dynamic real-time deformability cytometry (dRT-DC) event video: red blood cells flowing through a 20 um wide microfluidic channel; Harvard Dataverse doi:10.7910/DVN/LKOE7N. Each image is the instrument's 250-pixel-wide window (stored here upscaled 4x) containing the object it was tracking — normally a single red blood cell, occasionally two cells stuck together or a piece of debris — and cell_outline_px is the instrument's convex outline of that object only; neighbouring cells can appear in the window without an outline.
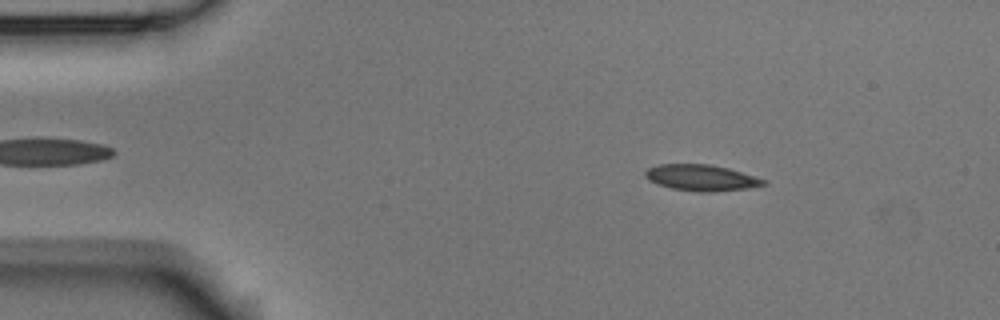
{"species": "Egyptian fruit bat (a non-hibernating species)", "species_latin": "Rousettus aegyptiacus", "temperature_condition": "room temperature", "stored_images_in_passage": 52, "camera_frame_rate_fps": 3000, "um_per_image_px": 0.085, "animal": {"sex": "male"}, "frame": {"image": 1, "passage_image": 7, "time_ms": 2.0, "image_size_px": [1000, 320], "cell_outline_px": [[768, 184], [744, 188], [708, 192], [700, 192], [672, 188], [656, 184], [648, 180], [644, 176], [644, 172], [648, 168], [660, 164], [712, 164], [728, 168], [768, 180]], "centroid_in_image_um": [59.59, 15.1], "position_along_channel_um": 25.4, "area_um2": 17.98}}
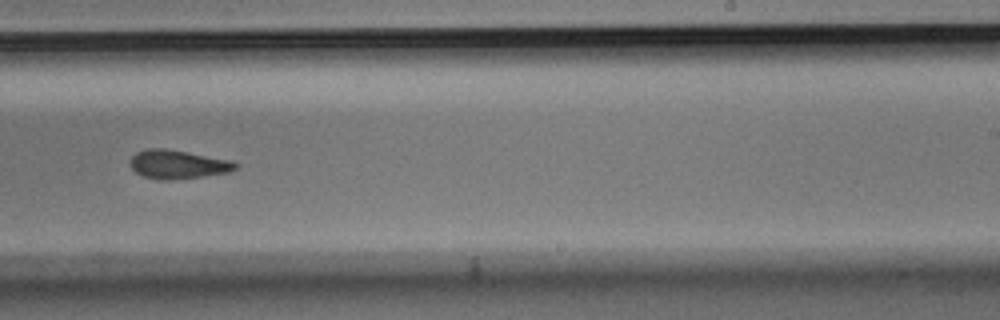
{"frame": {"image": 2, "passage_image": 32, "time_ms": 10.333, "image_size_px": [1000, 320], "cell_outline_px": [[240, 164], [236, 168], [228, 172], [200, 176], [168, 180], [160, 180], [144, 176], [136, 172], [132, 168], [132, 156], [136, 152], [148, 148], [164, 148], [232, 160]], "centroid_in_image_um": [15.13, 13.96], "position_along_channel_um": 273.9, "area_um2": 17.34}}
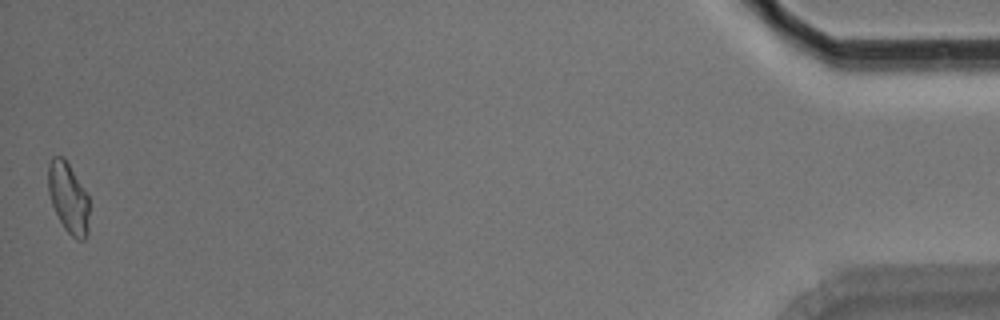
{"frame": {"image": 3, "passage_image": 52, "time_ms": 17.0, "image_size_px": [1000, 320], "cell_outline_px": [[88, 232], [84, 240], [76, 240], [64, 228], [52, 204], [48, 192], [48, 164], [52, 156], [64, 156], [88, 196]], "centroid_in_image_um": [5.8, 16.8], "position_along_channel_um": 429.4, "area_um2": 16.76}, "authors_computed_cell_mechanics": {"area_um2": 17.7735, "velocity_mm_per_s": 3.7449, "shape_relaxation_time_tau1_ms": null, "shape_relaxation_time_tau2_ms": 6.3892, "deformation_change_tau1": null, "deformation_change_tau2": 0.146}}